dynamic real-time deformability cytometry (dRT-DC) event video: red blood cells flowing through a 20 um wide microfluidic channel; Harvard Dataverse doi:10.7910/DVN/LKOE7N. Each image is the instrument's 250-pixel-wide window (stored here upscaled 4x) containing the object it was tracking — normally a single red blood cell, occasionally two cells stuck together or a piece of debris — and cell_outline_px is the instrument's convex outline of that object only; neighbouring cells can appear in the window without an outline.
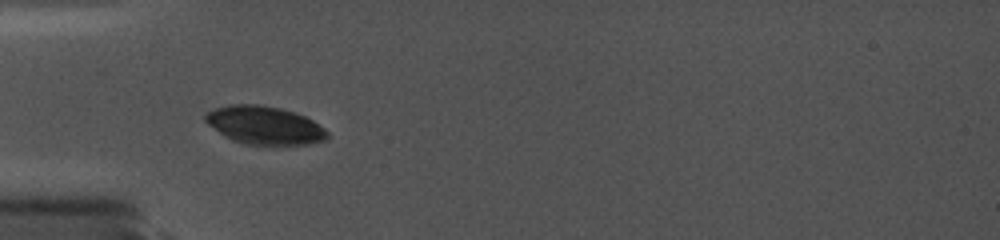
{"species": "common noctule bat (a hibernating species)", "species_latin": "Nyctalus noctula", "temperature_condition": "cold", "stored_images_in_passage": 2, "camera_frame_rate_fps": 5000, "um_per_image_px": 0.085, "animal": {"sex": "female", "body_mass_g": 19.0, "forearm_length_mm": 56.7}, "frame": {"image": 1, "passage_image": 1, "time_ms": 0.0, "image_size_px": [1000, 240], "cell_outline_px": [[328, 140], [308, 144], [244, 144], [232, 140], [224, 136], [208, 124], [204, 120], [204, 116], [208, 112], [216, 108], [232, 104], [260, 104], [280, 108], [296, 112], [312, 120], [324, 128], [328, 132]], "centroid_in_image_um": [22.49, 10.64], "position_along_channel_um": 62.5, "area_um2": 27.05}}